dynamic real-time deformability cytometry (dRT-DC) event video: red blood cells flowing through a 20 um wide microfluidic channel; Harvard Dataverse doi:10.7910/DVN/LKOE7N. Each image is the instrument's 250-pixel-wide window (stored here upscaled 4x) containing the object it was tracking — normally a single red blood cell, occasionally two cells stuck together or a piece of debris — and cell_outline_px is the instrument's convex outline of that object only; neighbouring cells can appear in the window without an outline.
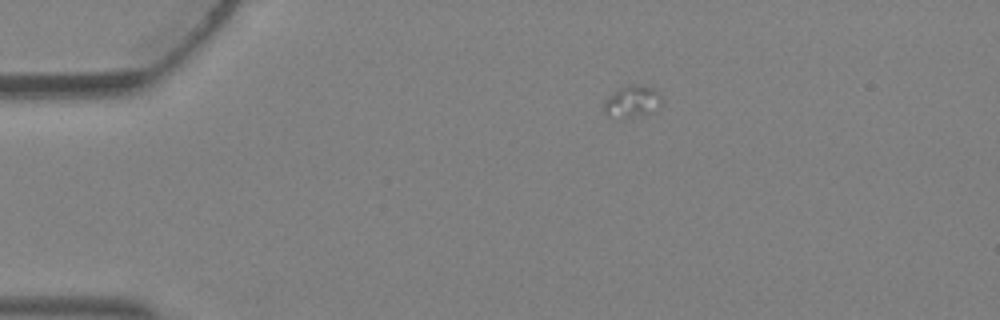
{"species": "Egyptian fruit bat (a non-hibernating species)", "species_latin": "Rousettus aegyptiacus", "temperature_condition": "warm", "stored_images_in_passage": 5, "camera_frame_rate_fps": 3000, "um_per_image_px": 0.085, "animal": {"sex": "female"}, "frame": {"image": 1, "passage_image": 5, "time_ms": 1.333, "image_size_px": [1000, 320], "cell_outline_px": [[664, 100], [660, 108], [624, 120], [608, 116], [604, 112], [604, 104], [608, 96], [620, 88], [628, 84], [640, 84], [652, 88], [660, 92]], "centroid_in_image_um": [53.76, 8.63], "position_along_channel_um": 31.2, "area_um2": 11.04}}